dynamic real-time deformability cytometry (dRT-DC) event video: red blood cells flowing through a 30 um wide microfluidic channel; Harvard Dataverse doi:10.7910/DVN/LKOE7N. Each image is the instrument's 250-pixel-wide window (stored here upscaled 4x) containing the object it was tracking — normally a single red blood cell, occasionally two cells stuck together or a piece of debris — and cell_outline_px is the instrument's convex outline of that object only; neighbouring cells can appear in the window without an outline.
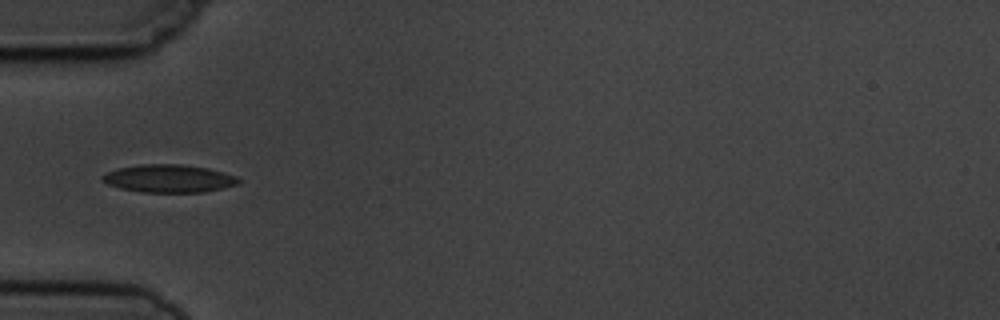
{"species": "common noctule bat (a hibernating species)", "species_latin": "Nyctalus noctula", "temperature_condition": "cold", "stored_images_in_passage": 8, "camera_frame_rate_fps": 3000, "um_per_image_px": 0.085, "animal": {"sex": "male", "body_mass_g": 19.5, "forearm_length_mm": 54.6}, "frame": {"image": 1, "passage_image": 5, "time_ms": 4.667, "image_size_px": [1000, 320], "cell_outline_px": [[240, 180], [236, 184], [204, 192], [140, 192], [120, 188], [108, 184], [100, 180], [100, 176], [116, 168], [140, 164], [180, 164], [208, 168], [236, 176]], "centroid_in_image_um": [14.28, 15.17], "position_along_channel_um": 70.7, "area_um2": 22.02}}
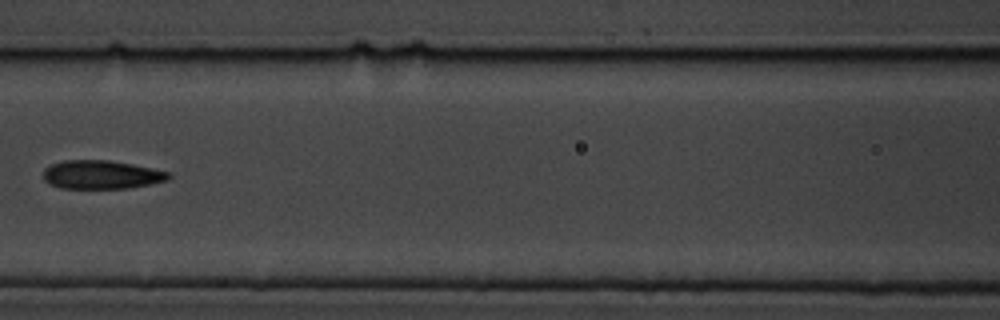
{"frame": {"image": 2, "passage_image": 7, "time_ms": 7.0, "image_size_px": [1000, 320], "cell_outline_px": [[172, 176], [168, 180], [128, 188], [60, 188], [48, 184], [44, 180], [44, 168], [52, 164], [64, 160], [108, 160], [132, 164], [172, 172]], "centroid_in_image_um": [8.63, 14.84], "position_along_channel_um": 158.0, "area_um2": 20.92}}
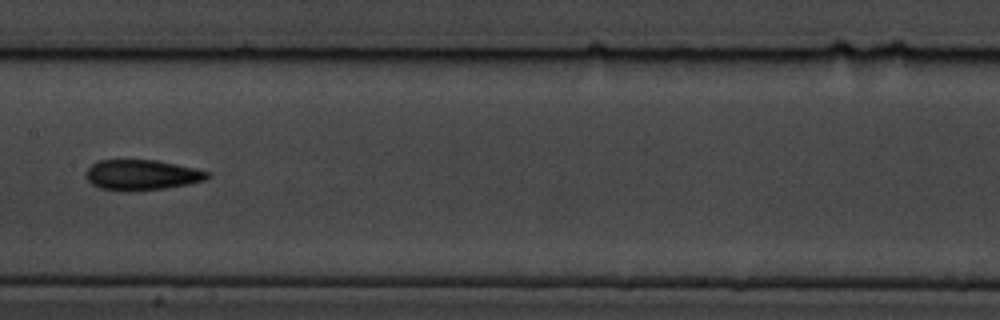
{"frame": {"image": 3, "passage_image": 8, "time_ms": 8.0, "image_size_px": [1000, 320], "cell_outline_px": [[212, 176], [204, 180], [188, 184], [164, 188], [132, 192], [128, 192], [100, 188], [92, 184], [84, 176], [84, 172], [92, 164], [100, 160], [156, 160], [196, 168], [212, 172]], "centroid_in_image_um": [12.06, 14.87], "position_along_channel_um": 195.3, "area_um2": 21.79}}